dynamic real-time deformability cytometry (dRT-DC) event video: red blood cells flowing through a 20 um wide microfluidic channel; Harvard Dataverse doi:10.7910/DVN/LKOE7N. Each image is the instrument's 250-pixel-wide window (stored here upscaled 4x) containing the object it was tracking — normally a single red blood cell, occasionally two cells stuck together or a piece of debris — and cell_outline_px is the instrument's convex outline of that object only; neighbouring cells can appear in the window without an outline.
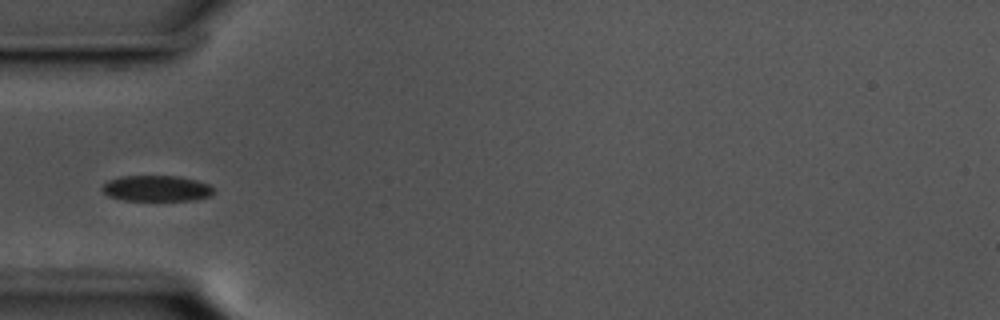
{"species": "common noctule bat (a hibernating species)", "species_latin": "Nyctalus noctula", "temperature_condition": "cold", "stored_images_in_passage": 40, "camera_frame_rate_fps": 3000, "um_per_image_px": 0.085, "animal": {"sex": "male", "body_mass_g": 17.5, "forearm_length_mm": 52.3}, "frame": {"image": 1, "passage_image": 1, "time_ms": 0.0, "image_size_px": [1000, 320], "cell_outline_px": [[216, 192], [212, 196], [196, 200], [124, 200], [108, 196], [100, 188], [108, 180], [120, 176], [176, 176], [196, 180], [208, 184]], "centroid_in_image_um": [13.32, 16.02], "position_along_channel_um": 71.7, "area_um2": 16.88}}
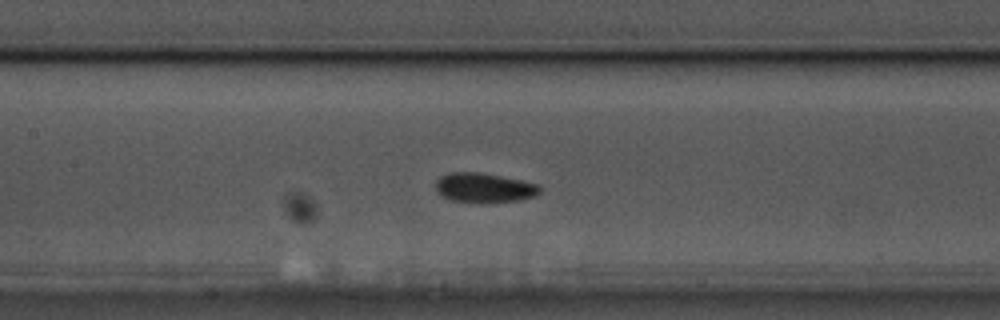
{"frame": {"image": 2, "passage_image": 9, "time_ms": 2.667, "image_size_px": [1000, 320], "cell_outline_px": [[540, 192], [536, 196], [520, 200], [452, 200], [440, 196], [436, 192], [436, 180], [440, 176], [448, 172], [480, 172], [540, 184]], "centroid_in_image_um": [41.13, 15.91], "position_along_channel_um": 166.3, "area_um2": 17.4}}
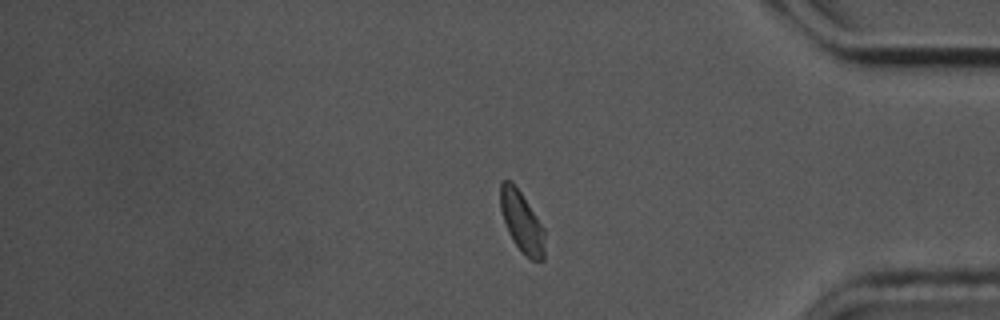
{"frame": {"image": 3, "passage_image": 30, "time_ms": 9.667, "image_size_px": [1000, 320], "cell_outline_px": [[544, 260], [532, 260], [524, 256], [512, 240], [508, 232], [500, 208], [500, 180], [512, 180], [544, 228]], "centroid_in_image_um": [44.33, 18.86], "position_along_channel_um": 390.9, "area_um2": 15.72}}